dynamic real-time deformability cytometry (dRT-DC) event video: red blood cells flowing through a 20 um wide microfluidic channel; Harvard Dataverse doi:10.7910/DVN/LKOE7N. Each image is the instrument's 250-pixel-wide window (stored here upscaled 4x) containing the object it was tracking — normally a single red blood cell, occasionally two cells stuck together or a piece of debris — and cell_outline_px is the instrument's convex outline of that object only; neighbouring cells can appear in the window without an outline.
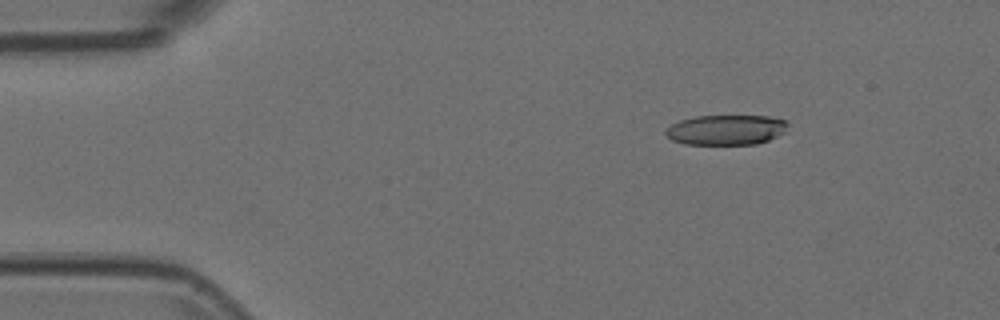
{"species": "Egyptian fruit bat (a non-hibernating species)", "species_latin": "Rousettus aegyptiacus", "temperature_condition": "room temperature", "stored_images_in_passage": 49, "camera_frame_rate_fps": 3000, "um_per_image_px": 0.085, "animal": {"sex": "female"}, "frame": {"image": 1, "passage_image": 3, "time_ms": 0.667, "image_size_px": [1000, 320], "cell_outline_px": [[788, 124], [784, 132], [768, 140], [756, 144], [684, 144], [672, 140], [664, 132], [672, 124], [680, 120], [696, 116], [768, 116], [788, 120]], "centroid_in_image_um": [61.73, 11.03], "position_along_channel_um": 23.3, "area_um2": 21.33}}
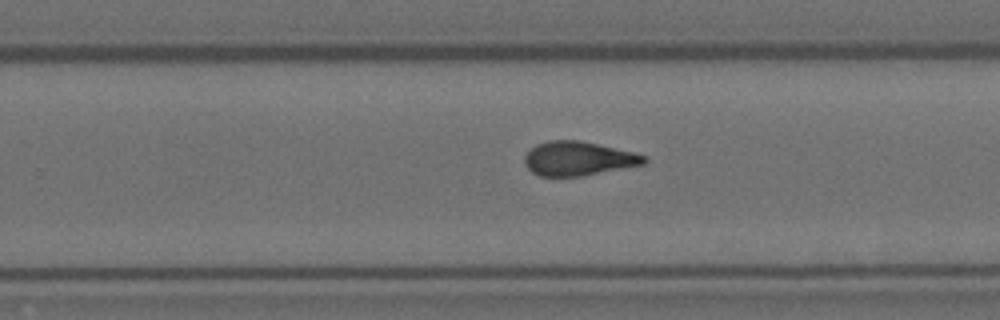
{"frame": {"image": 2, "passage_image": 29, "time_ms": 9.333, "image_size_px": [1000, 320], "cell_outline_px": [[648, 160], [644, 164], [584, 176], [540, 176], [532, 172], [524, 164], [524, 156], [536, 144], [548, 140], [580, 140], [632, 152], [644, 156]], "centroid_in_image_um": [49.12, 13.48], "position_along_channel_um": 280.7, "area_um2": 23.64}}
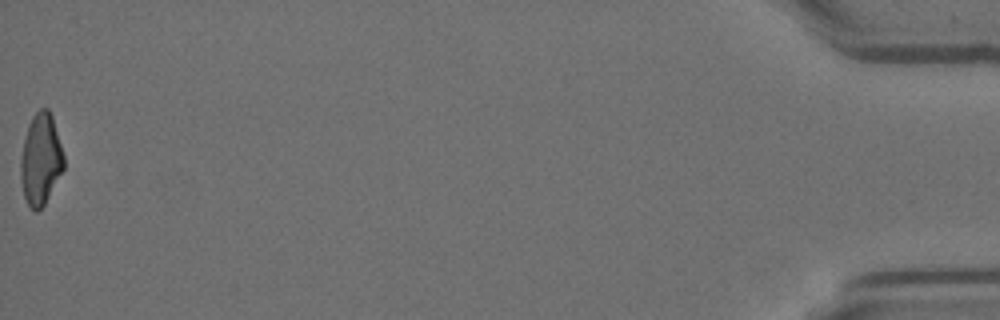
{"frame": {"image": 3, "passage_image": 49, "time_ms": 16.0, "image_size_px": [1000, 320], "cell_outline_px": [[64, 168], [44, 204], [36, 212], [28, 204], [24, 196], [20, 180], [20, 160], [24, 140], [28, 124], [32, 116], [40, 108], [48, 108], [52, 116], [64, 156]], "centroid_in_image_um": [3.45, 13.52], "position_along_channel_um": 431.8, "area_um2": 22.77}}